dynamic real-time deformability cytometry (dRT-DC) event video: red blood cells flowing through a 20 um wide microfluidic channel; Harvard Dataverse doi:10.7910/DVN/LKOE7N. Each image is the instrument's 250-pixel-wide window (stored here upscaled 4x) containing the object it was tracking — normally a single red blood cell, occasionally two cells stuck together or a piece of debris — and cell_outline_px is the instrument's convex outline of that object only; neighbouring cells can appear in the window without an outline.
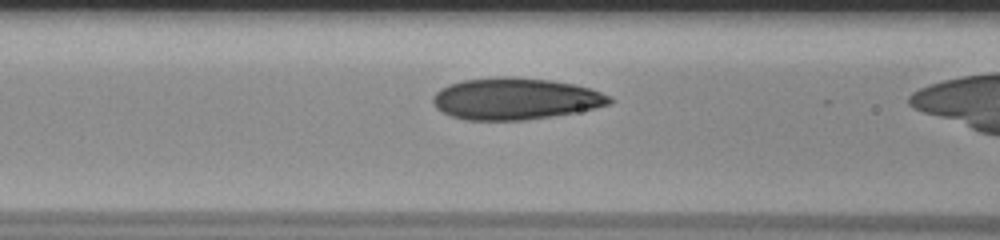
{"species": "human", "species_latin": "Homo sapiens", "temperature_condition": "room temperature", "stored_images_in_passage": 35, "camera_frame_rate_fps": 3000, "um_per_image_px": 0.085, "donor": {"sex": "male"}, "frame": {"image": 1, "passage_image": 14, "time_ms": 4.333, "image_size_px": [1000, 240], "cell_outline_px": [[612, 104], [596, 108], [576, 112], [552, 116], [524, 120], [464, 120], [452, 116], [436, 108], [432, 100], [432, 96], [440, 88], [448, 84], [464, 80], [496, 76], [508, 76], [552, 80], [576, 84], [600, 92], [608, 96], [612, 100]], "centroid_in_image_um": [43.78, 8.39], "position_along_channel_um": 122.8, "area_um2": 43.06}}
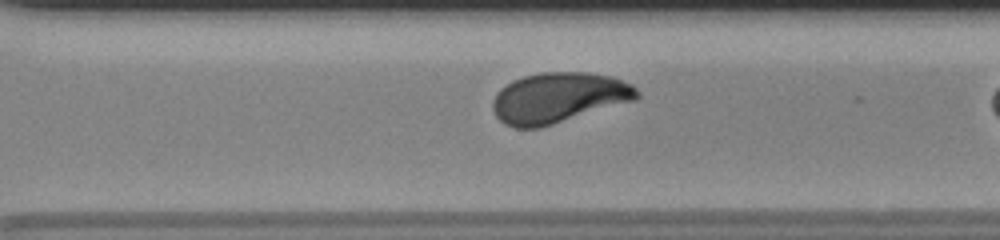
{"frame": {"image": 2, "passage_image": 30, "time_ms": 9.667, "image_size_px": [1000, 240], "cell_outline_px": [[640, 96], [636, 100], [540, 128], [516, 128], [504, 124], [496, 116], [492, 108], [492, 104], [500, 88], [512, 80], [524, 76], [540, 72], [584, 72], [612, 76], [632, 84], [640, 92]], "centroid_in_image_um": [47.49, 8.31], "position_along_channel_um": 323.1, "area_um2": 42.54}}
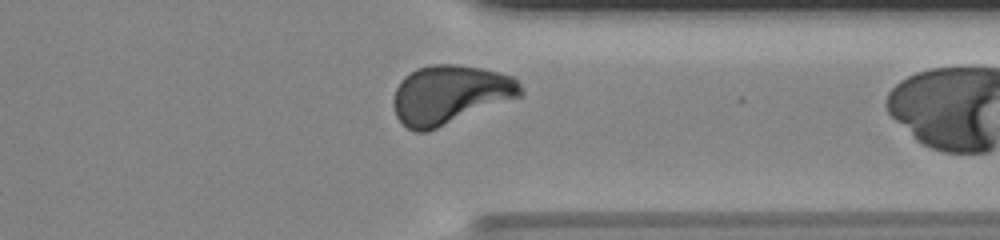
{"frame": {"image": 3, "passage_image": 34, "time_ms": 11.0, "image_size_px": [1000, 240], "cell_outline_px": [[524, 96], [428, 132], [416, 132], [408, 128], [396, 116], [392, 104], [392, 100], [396, 88], [404, 76], [416, 68], [432, 64], [456, 64], [480, 68], [500, 72], [516, 76], [524, 92]], "centroid_in_image_um": [38.29, 8.05], "position_along_channel_um": 373.1, "area_um2": 44.39}}